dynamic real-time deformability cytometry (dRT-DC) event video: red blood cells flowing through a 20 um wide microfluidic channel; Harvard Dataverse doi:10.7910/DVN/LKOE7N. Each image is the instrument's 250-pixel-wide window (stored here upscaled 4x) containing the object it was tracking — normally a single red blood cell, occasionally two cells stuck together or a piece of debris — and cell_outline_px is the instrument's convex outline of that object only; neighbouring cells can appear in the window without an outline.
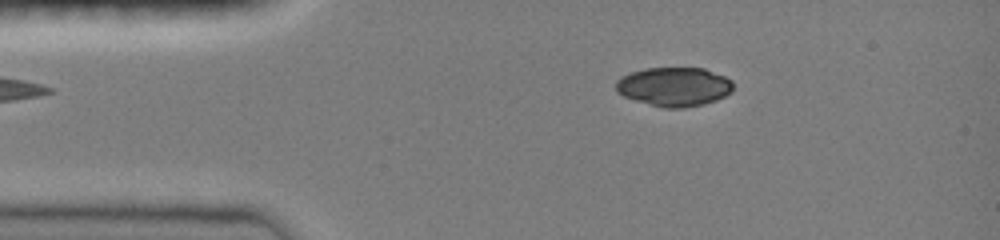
{"species": "common noctule bat (a hibernating species)", "species_latin": "Nyctalus noctula", "temperature_condition": "room temperature", "stored_images_in_passage": 32, "camera_frame_rate_fps": 3000, "um_per_image_px": 0.085, "animal": {"sex": "female", "body_mass_g": 19.0, "forearm_length_mm": 51.5}, "frame": {"image": 1, "passage_image": 1, "time_ms": 0.0, "image_size_px": [1000, 240], "cell_outline_px": [[732, 92], [716, 100], [704, 104], [684, 108], [664, 108], [636, 100], [624, 96], [616, 92], [616, 80], [620, 76], [644, 68], [704, 68], [724, 76], [732, 80]], "centroid_in_image_um": [57.29, 7.37], "position_along_channel_um": 27.7, "area_um2": 26.7}}
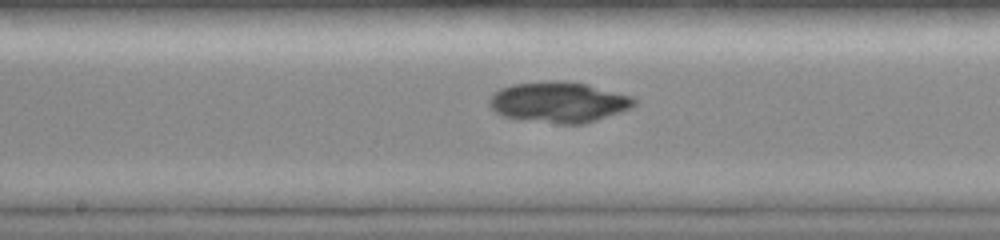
{"frame": {"image": 2, "passage_image": 16, "time_ms": 5.0, "image_size_px": [1000, 240], "cell_outline_px": [[636, 104], [632, 108], [584, 124], [560, 124], [524, 120], [504, 116], [496, 112], [488, 104], [488, 100], [492, 92], [500, 88], [512, 84], [552, 80], [584, 84], [632, 96], [636, 100]], "centroid_in_image_um": [47.46, 8.69], "position_along_channel_um": 200.7, "area_um2": 34.28}}
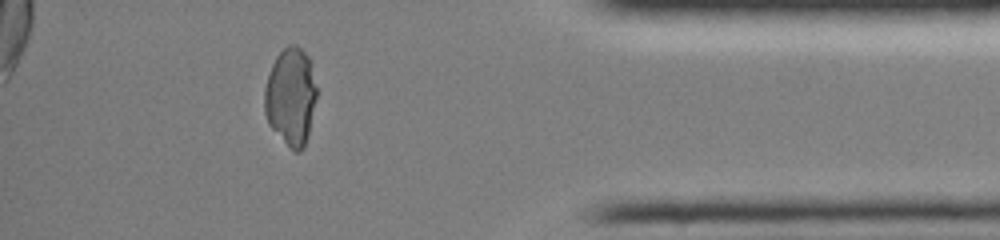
{"frame": {"image": 3, "passage_image": 28, "time_ms": 9.0, "image_size_px": [1000, 240], "cell_outline_px": [[316, 96], [308, 136], [304, 148], [300, 152], [292, 152], [288, 148], [268, 124], [264, 112], [264, 88], [272, 64], [276, 56], [288, 44], [296, 44], [308, 56], [316, 88]], "centroid_in_image_um": [24.69, 8.26], "position_along_channel_um": 410.5, "area_um2": 29.82}}